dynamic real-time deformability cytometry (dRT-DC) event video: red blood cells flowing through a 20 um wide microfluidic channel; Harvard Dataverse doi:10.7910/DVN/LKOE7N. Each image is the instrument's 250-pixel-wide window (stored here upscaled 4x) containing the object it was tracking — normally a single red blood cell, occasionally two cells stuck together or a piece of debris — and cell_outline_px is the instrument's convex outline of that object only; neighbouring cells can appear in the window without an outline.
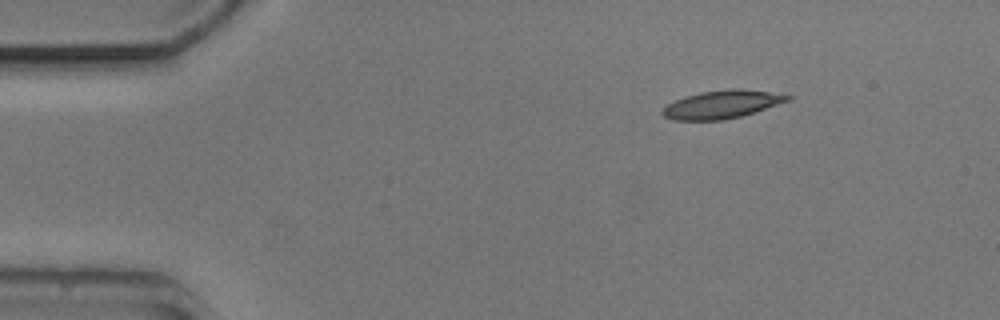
{"species": "common noctule bat (a hibernating species)", "species_latin": "Nyctalus noctula", "temperature_condition": "cold", "stored_images_in_passage": 8, "camera_frame_rate_fps": 3000, "um_per_image_px": 0.085, "animal": {"sex": "male", "body_mass_g": 20.5, "forearm_length_mm": 52.5}, "frame": {"image": 1, "passage_image": 1, "time_ms": 0.0, "image_size_px": [1000, 320], "cell_outline_px": [[792, 100], [740, 116], [724, 120], [672, 120], [664, 116], [660, 112], [668, 104], [684, 96], [700, 92], [732, 88], [740, 88], [768, 92], [792, 96]], "centroid_in_image_um": [61.35, 8.87], "position_along_channel_um": 23.7, "area_um2": 20.35}}